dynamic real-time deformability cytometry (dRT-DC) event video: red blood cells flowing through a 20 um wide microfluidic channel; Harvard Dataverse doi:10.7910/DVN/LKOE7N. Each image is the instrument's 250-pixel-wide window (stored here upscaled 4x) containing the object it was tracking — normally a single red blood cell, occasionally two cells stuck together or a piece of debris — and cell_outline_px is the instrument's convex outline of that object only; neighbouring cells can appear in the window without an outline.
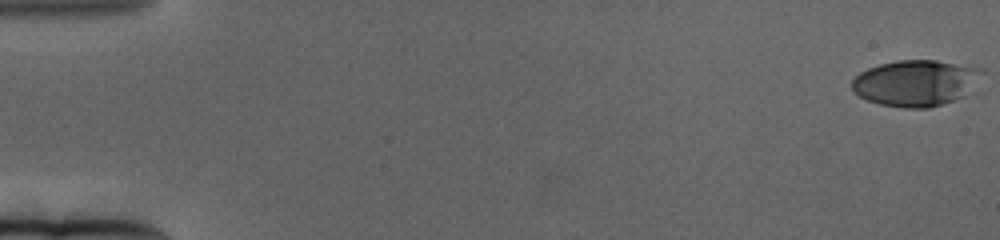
{"species": "human", "species_latin": "Homo sapiens", "temperature_condition": "cold", "stored_images_in_passage": 66, "camera_frame_rate_fps": 3000, "um_per_image_px": 0.085, "donor": {"sex": "female"}, "frame": {"image": 1, "passage_image": 1, "time_ms": 0.0, "image_size_px": [1000, 240], "cell_outline_px": [[980, 68], [968, 92], [964, 96], [928, 108], [904, 108], [880, 104], [868, 100], [852, 92], [852, 80], [860, 72], [868, 68], [880, 64], [896, 60], [936, 60]], "centroid_in_image_um": [77.72, 7.05], "position_along_channel_um": 7.3, "area_um2": 34.22}}
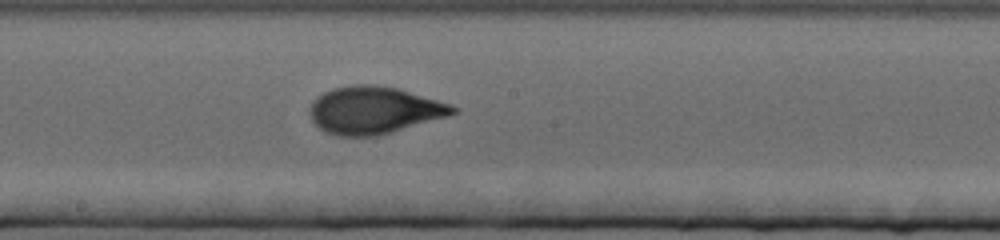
{"frame": {"image": 2, "passage_image": 37, "time_ms": 12.0, "image_size_px": [1000, 240], "cell_outline_px": [[460, 108], [456, 112], [448, 116], [392, 132], [376, 136], [336, 136], [324, 132], [312, 120], [312, 100], [324, 92], [332, 88], [352, 84], [372, 84], [400, 88], [452, 104]], "centroid_in_image_um": [31.83, 9.35], "position_along_channel_um": 216.4, "area_um2": 39.59}}
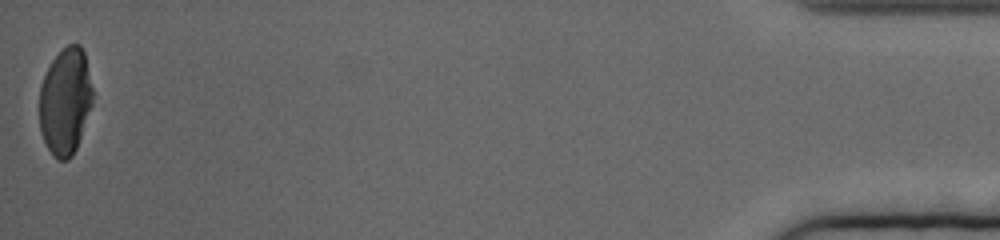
{"frame": {"image": 3, "passage_image": 66, "time_ms": 21.667, "image_size_px": [1000, 240], "cell_outline_px": [[92, 104], [76, 148], [72, 156], [68, 160], [56, 160], [52, 156], [40, 132], [40, 84], [52, 60], [68, 44], [80, 44], [84, 52], [92, 88]], "centroid_in_image_um": [5.54, 8.63], "position_along_channel_um": 429.7, "area_um2": 32.95}, "authors_computed_cell_mechanics": {"area_um2": 36.992, "velocity_mm_per_s": 3.1115, "shape_relaxation_time_tau1_ms": 4.317, "shape_relaxation_time_tau2_ms": 1.0703, "deformation_change_tau1": 0.1938, "deformation_change_tau2": 0.0652}}